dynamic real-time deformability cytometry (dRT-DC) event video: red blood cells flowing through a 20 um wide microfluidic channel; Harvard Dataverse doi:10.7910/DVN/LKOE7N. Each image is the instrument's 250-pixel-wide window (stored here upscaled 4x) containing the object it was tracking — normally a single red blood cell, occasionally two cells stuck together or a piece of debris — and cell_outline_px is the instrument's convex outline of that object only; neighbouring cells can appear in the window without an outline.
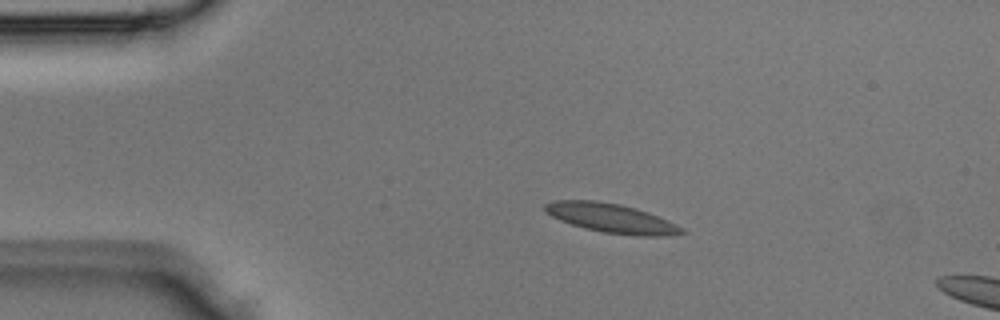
{"species": "Egyptian fruit bat (a non-hibernating species)", "species_latin": "Rousettus aegyptiacus", "temperature_condition": "room temperature", "stored_images_in_passage": 4, "camera_frame_rate_fps": 3000, "um_per_image_px": 0.085, "animal": {"sex": "male"}, "frame": {"image": 1, "passage_image": 3, "time_ms": 0.667, "image_size_px": [1000, 320], "cell_outline_px": [[688, 232], [668, 236], [640, 236], [604, 232], [584, 228], [560, 220], [544, 212], [544, 204], [552, 200], [596, 200], [620, 204], [636, 208], [648, 212], [668, 220], [684, 228]], "centroid_in_image_um": [51.98, 18.54], "position_along_channel_um": 33.0, "area_um2": 23.41}}